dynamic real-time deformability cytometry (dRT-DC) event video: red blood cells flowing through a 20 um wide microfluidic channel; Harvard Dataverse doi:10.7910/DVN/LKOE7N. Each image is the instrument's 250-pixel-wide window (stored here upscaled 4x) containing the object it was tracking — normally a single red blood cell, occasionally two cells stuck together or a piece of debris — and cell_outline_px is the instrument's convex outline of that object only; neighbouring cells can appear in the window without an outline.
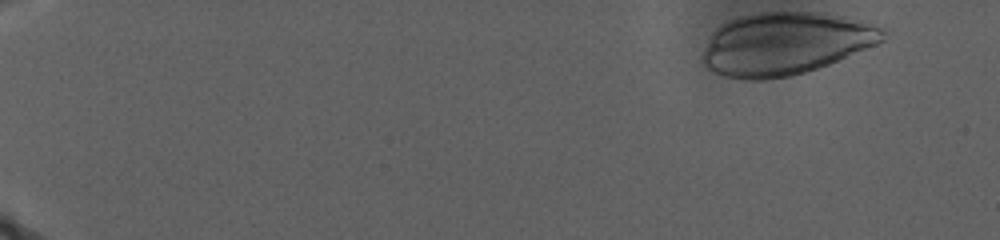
{"species": "human", "species_latin": "Homo sapiens", "temperature_condition": "warm", "stored_images_in_passage": 65, "camera_frame_rate_fps": 3000, "um_per_image_px": 0.085, "donor": {"sex": "male"}, "frame": {"image": 1, "passage_image": 1, "time_ms": 0.0, "image_size_px": [1000, 240], "cell_outline_px": [[888, 32], [884, 40], [876, 44], [828, 64], [792, 76], [768, 80], [744, 80], [724, 76], [704, 68], [700, 60], [700, 56], [708, 36], [720, 24], [728, 20], [740, 16], [760, 12], [824, 12], [844, 16], [888, 28]], "centroid_in_image_um": [66.71, 3.71], "position_along_channel_um": 18.3, "area_um2": 66.64}}
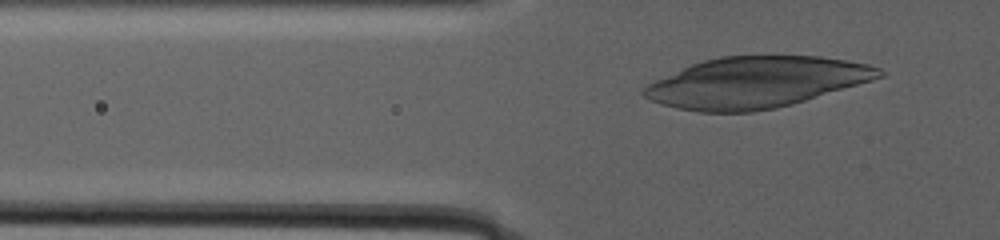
{"frame": {"image": 2, "passage_image": 24, "time_ms": 10.0, "image_size_px": [1000, 240], "cell_outline_px": [[884, 76], [872, 80], [792, 104], [776, 108], [752, 112], [700, 112], [676, 108], [660, 104], [644, 96], [640, 92], [648, 84], [656, 80], [692, 64], [704, 60], [720, 56], [820, 56], [868, 64], [880, 68], [884, 72]], "centroid_in_image_um": [64.26, 7.0], "position_along_channel_um": 61.5, "area_um2": 69.3}}